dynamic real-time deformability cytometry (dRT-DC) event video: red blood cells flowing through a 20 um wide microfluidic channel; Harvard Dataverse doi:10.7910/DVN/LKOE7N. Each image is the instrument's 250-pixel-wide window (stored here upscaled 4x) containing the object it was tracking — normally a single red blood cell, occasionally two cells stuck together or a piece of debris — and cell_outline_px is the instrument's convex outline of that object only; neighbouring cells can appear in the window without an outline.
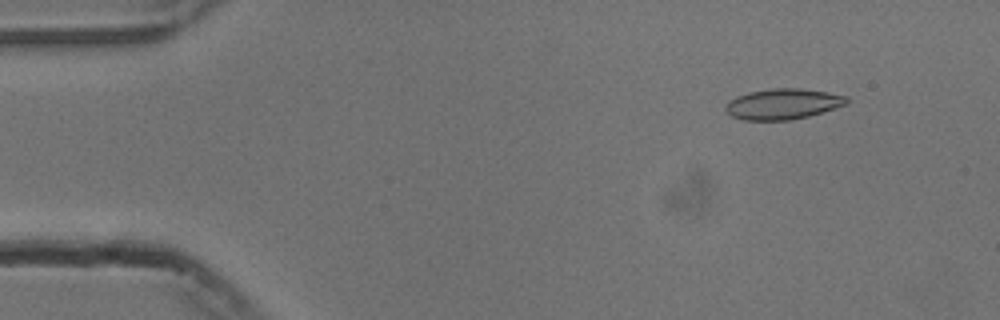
{"species": "common noctule bat (a hibernating species)", "species_latin": "Nyctalus noctula", "temperature_condition": "cold", "stored_images_in_passage": 49, "camera_frame_rate_fps": 3000, "um_per_image_px": 0.085, "animal": {"sex": "male", "body_mass_g": 13.3}, "frame": {"image": 1, "passage_image": 1, "time_ms": 0.0, "image_size_px": [1000, 320], "cell_outline_px": [[848, 104], [808, 116], [792, 120], [744, 120], [732, 116], [724, 108], [728, 100], [736, 96], [748, 92], [772, 88], [800, 88], [828, 92], [848, 96]], "centroid_in_image_um": [66.55, 8.83], "position_along_channel_um": 18.5, "area_um2": 21.73}}
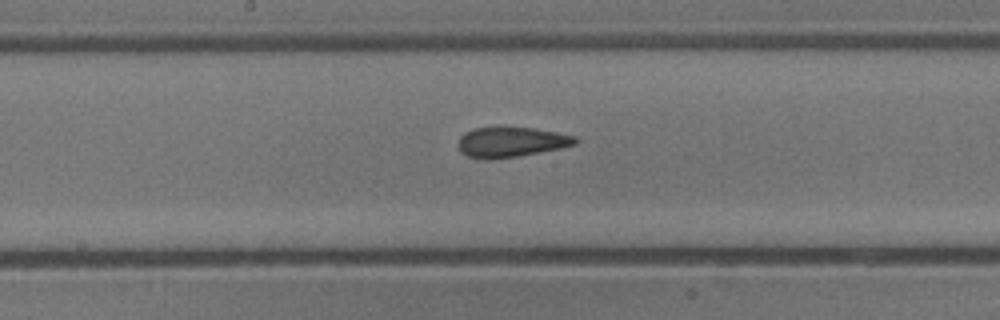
{"frame": {"image": 2, "passage_image": 23, "time_ms": 7.333, "image_size_px": [1000, 320], "cell_outline_px": [[576, 144], [560, 148], [516, 156], [488, 160], [468, 156], [460, 152], [456, 144], [460, 136], [464, 132], [476, 128], [532, 128], [556, 132], [576, 136]], "centroid_in_image_um": [43.38, 12.08], "position_along_channel_um": 204.8, "area_um2": 20.29}}
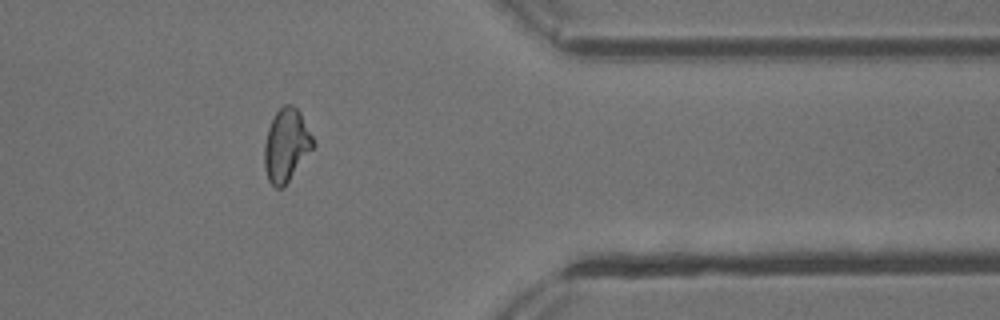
{"frame": {"image": 3, "passage_image": 39, "time_ms": 12.667, "image_size_px": [1000, 320], "cell_outline_px": [[316, 144], [284, 188], [276, 188], [268, 180], [264, 164], [264, 144], [268, 128], [276, 112], [284, 104], [292, 104], [300, 112]], "centroid_in_image_um": [24.34, 12.36], "position_along_channel_um": 387.1, "area_um2": 20.69}, "authors_computed_cell_mechanics": {"area_um2": 20.9236, "velocity_mm_per_s": 3.7742, "shape_relaxation_time_tau1_ms": null, "shape_relaxation_time_tau2_ms": 2.9493, "deformation_change_tau1": null, "deformation_change_tau2": 0.0846}}